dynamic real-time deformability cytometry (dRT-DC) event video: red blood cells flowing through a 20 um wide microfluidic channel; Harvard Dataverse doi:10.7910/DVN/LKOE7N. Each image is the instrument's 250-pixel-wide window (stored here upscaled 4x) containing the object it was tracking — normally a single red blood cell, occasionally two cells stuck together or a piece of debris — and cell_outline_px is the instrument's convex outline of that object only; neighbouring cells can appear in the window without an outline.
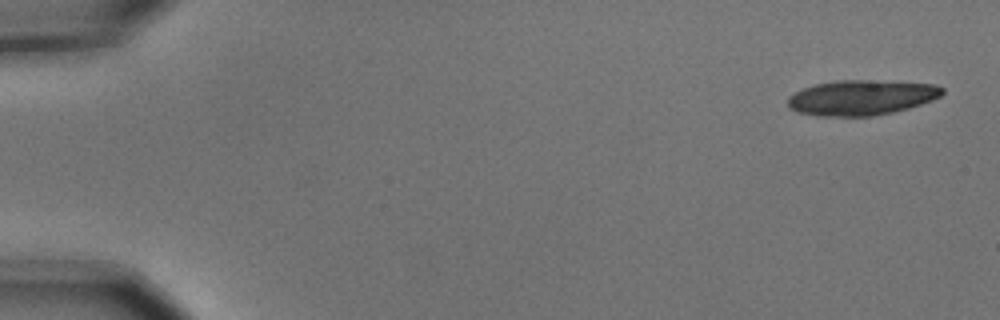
{"species": "common noctule bat (a hibernating species)", "species_latin": "Nyctalus noctula", "temperature_condition": "cold", "stored_images_in_passage": 5, "camera_frame_rate_fps": 3000, "um_per_image_px": 0.085, "animal": {"sex": "male", "body_mass_g": 15.6}, "frame": {"image": 1, "passage_image": 1, "time_ms": 0.0, "image_size_px": [1000, 320], "cell_outline_px": [[944, 92], [940, 96], [932, 100], [908, 108], [892, 112], [872, 116], [820, 116], [800, 112], [788, 108], [788, 96], [804, 88], [816, 84], [836, 80], [864, 80], [936, 84], [944, 88]], "centroid_in_image_um": [73.22, 8.29], "position_along_channel_um": 11.8, "area_um2": 31.44}}